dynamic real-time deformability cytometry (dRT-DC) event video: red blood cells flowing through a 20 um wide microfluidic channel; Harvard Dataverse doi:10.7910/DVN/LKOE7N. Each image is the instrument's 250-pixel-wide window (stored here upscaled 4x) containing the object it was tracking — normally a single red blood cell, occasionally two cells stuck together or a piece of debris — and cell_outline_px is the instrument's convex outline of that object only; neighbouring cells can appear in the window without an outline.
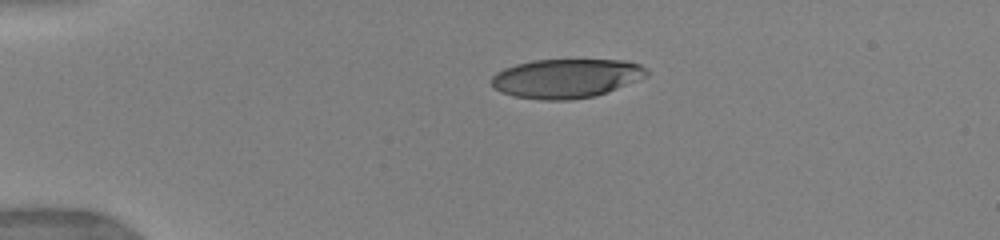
{"species": "human", "species_latin": "Homo sapiens", "temperature_condition": "warm", "stored_images_in_passage": 34, "camera_frame_rate_fps": 3000, "um_per_image_px": 0.085, "donor": {"sex": "female"}, "frame": {"image": 1, "passage_image": 1, "time_ms": 0.0, "image_size_px": [1000, 240], "cell_outline_px": [[648, 76], [596, 96], [568, 100], [544, 100], [512, 96], [500, 92], [492, 84], [492, 76], [496, 72], [504, 68], [516, 64], [536, 60], [624, 60], [640, 64], [648, 68]], "centroid_in_image_um": [48.14, 6.66], "position_along_channel_um": 36.9, "area_um2": 35.37}}
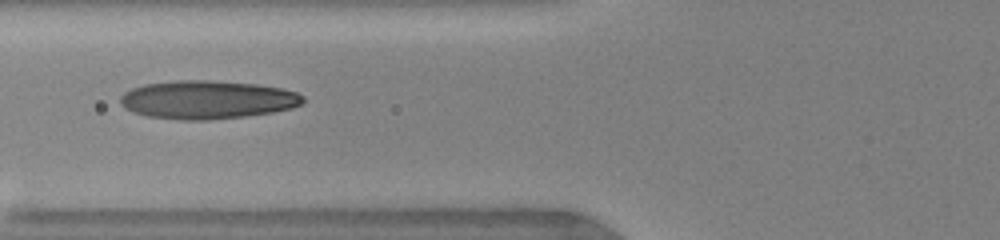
{"frame": {"image": 2, "passage_image": 9, "time_ms": 3.0, "image_size_px": [1000, 240], "cell_outline_px": [[304, 104], [292, 108], [272, 112], [244, 116], [208, 120], [184, 120], [148, 116], [136, 112], [120, 104], [120, 96], [124, 92], [132, 88], [144, 84], [180, 80], [208, 80], [256, 84], [280, 88], [296, 92], [304, 96]], "centroid_in_image_um": [17.65, 8.47], "position_along_channel_um": 108.2, "area_um2": 40.63}}
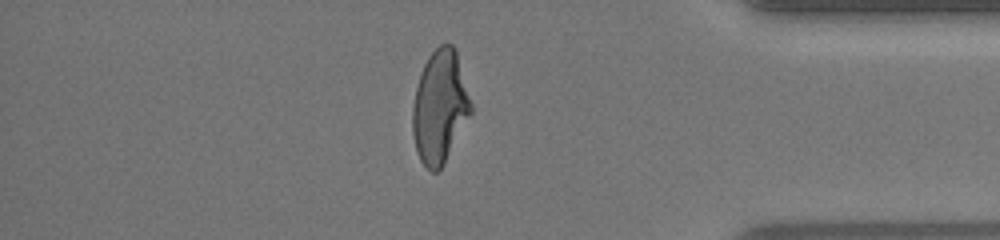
{"frame": {"image": 3, "passage_image": 28, "time_ms": 10.667, "image_size_px": [1000, 240], "cell_outline_px": [[472, 112], [444, 164], [436, 172], [432, 172], [420, 160], [416, 152], [412, 132], [412, 108], [416, 88], [424, 64], [428, 56], [440, 44], [452, 44], [456, 48], [472, 104]], "centroid_in_image_um": [37.39, 9.08], "position_along_channel_um": 397.8, "area_um2": 38.38}, "authors_computed_cell_mechanics": {"area_um2": 38.437, "velocity_mm_per_s": 4.0542, "shape_relaxation_time_tau1_ms": 5.3448, "shape_relaxation_time_tau2_ms": 1.0692, "deformation_change_tau1": 0.2425, "deformation_change_tau2": 0.0912}}